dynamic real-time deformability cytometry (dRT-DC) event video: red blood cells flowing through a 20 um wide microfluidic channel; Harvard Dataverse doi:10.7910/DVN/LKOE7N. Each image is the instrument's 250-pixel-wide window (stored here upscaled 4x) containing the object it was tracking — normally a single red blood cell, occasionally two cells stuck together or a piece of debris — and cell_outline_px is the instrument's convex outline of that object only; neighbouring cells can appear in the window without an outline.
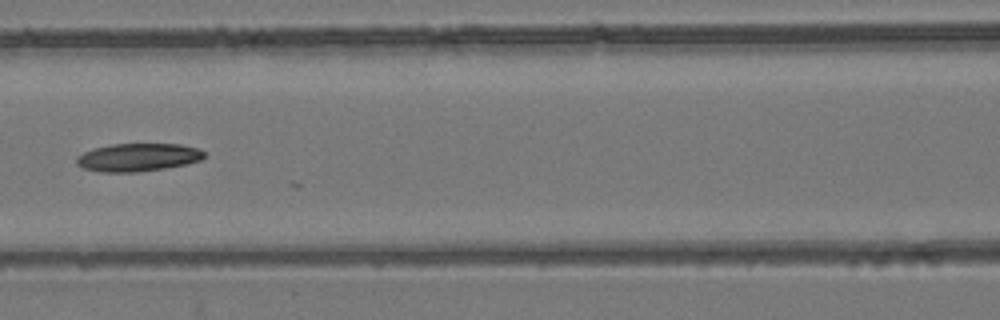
{"species": "common noctule bat (a hibernating species)", "species_latin": "Nyctalus noctula", "temperature_condition": "room temperature", "stored_images_in_passage": 7, "camera_frame_rate_fps": 3000, "um_per_image_px": 0.085, "animal": {"sex": "female", "body_mass_g": 24.6, "forearm_length_mm": 56.2}, "frame": {"image": 1, "passage_image": 6, "time_ms": 7.333, "image_size_px": [1000, 320], "cell_outline_px": [[204, 156], [200, 160], [188, 164], [164, 168], [136, 172], [104, 172], [84, 168], [76, 164], [76, 156], [92, 148], [112, 144], [180, 144], [200, 148], [204, 152]], "centroid_in_image_um": [11.72, 13.36], "position_along_channel_um": 154.9, "area_um2": 20.87}}